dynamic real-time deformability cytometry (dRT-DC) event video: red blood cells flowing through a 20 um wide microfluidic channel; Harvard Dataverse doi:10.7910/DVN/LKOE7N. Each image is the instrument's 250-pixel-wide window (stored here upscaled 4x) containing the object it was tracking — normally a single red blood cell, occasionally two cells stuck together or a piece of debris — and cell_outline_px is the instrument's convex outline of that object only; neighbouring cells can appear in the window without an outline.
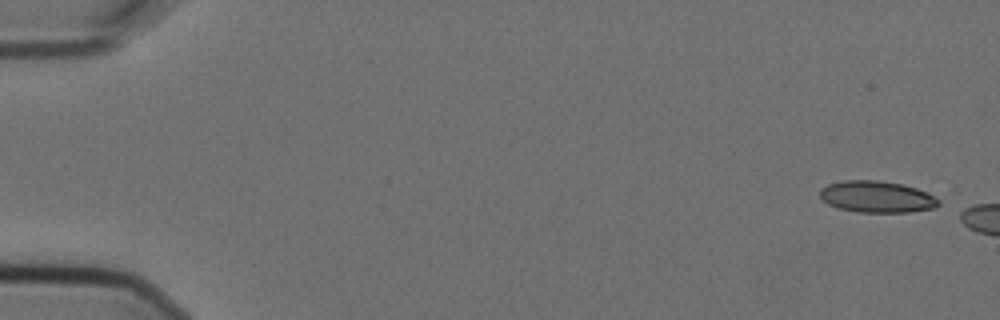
{"species": "Egyptian fruit bat (a non-hibernating species)", "species_latin": "Rousettus aegyptiacus", "temperature_condition": "cold", "stored_images_in_passage": 3, "camera_frame_rate_fps": 3000, "um_per_image_px": 0.085, "animal": {"sex": "female"}, "frame": {"image": 1, "passage_image": 1, "time_ms": 0.0, "image_size_px": [1000, 320], "cell_outline_px": [[940, 204], [936, 208], [908, 212], [856, 212], [840, 208], [828, 204], [820, 196], [820, 188], [828, 184], [844, 180], [876, 180], [904, 184], [916, 188], [940, 200]], "centroid_in_image_um": [74.53, 16.72], "position_along_channel_um": 10.5, "area_um2": 21.79}}